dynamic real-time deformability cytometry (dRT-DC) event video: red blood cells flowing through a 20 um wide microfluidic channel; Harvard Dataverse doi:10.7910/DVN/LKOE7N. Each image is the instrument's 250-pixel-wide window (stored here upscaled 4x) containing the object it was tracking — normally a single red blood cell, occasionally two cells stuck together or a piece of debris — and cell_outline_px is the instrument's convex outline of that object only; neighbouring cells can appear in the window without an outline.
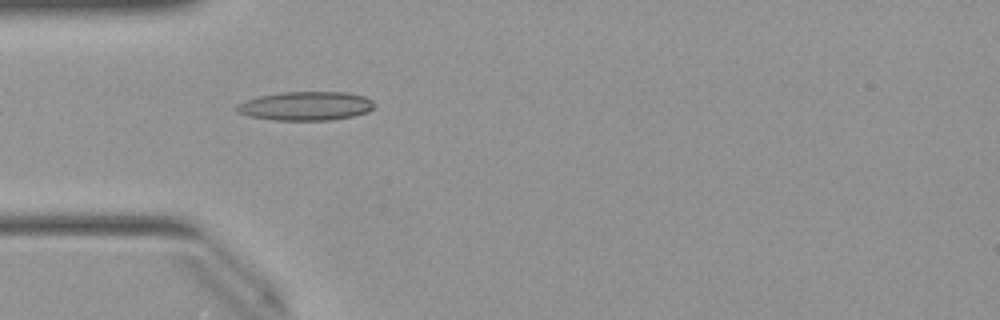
{"species": "Egyptian fruit bat (a non-hibernating species)", "species_latin": "Rousettus aegyptiacus", "temperature_condition": "warm", "stored_images_in_passage": 10, "camera_frame_rate_fps": 3000, "um_per_image_px": 0.085, "animal": {"sex": "female"}, "frame": {"image": 1, "passage_image": 1, "time_ms": 0.0, "image_size_px": [1000, 320], "cell_outline_px": [[376, 104], [368, 112], [352, 116], [332, 120], [272, 120], [248, 116], [236, 112], [236, 104], [244, 100], [260, 96], [280, 92], [348, 92], [364, 96], [372, 100]], "centroid_in_image_um": [25.97, 9.01], "position_along_channel_um": 59.0, "area_um2": 23.35}}